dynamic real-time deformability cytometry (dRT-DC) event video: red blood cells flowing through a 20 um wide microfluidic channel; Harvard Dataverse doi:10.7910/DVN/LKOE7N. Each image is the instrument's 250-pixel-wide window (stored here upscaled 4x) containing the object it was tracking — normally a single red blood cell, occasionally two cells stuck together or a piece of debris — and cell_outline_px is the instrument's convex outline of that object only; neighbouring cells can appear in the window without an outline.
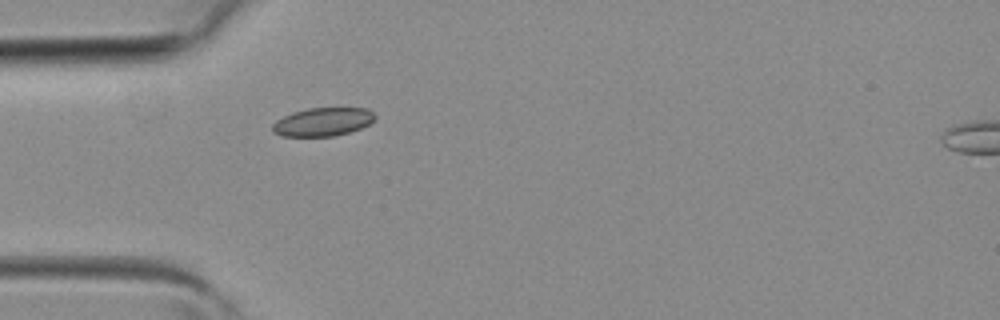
{"species": "common noctule bat (a hibernating species)", "species_latin": "Nyctalus noctula", "temperature_condition": "room temperature", "stored_images_in_passage": 3, "camera_frame_rate_fps": 3000, "um_per_image_px": 0.085, "animal": {"sex": "female", "body_mass_g": 19.3, "forearm_length_mm": 54.1}, "frame": {"image": 1, "passage_image": 2, "time_ms": 0.333, "image_size_px": [1000, 320], "cell_outline_px": [[376, 120], [360, 128], [348, 132], [332, 136], [284, 136], [272, 132], [272, 124], [276, 120], [292, 112], [308, 108], [368, 108], [376, 116]], "centroid_in_image_um": [27.43, 10.35], "position_along_channel_um": 57.6, "area_um2": 16.94}}